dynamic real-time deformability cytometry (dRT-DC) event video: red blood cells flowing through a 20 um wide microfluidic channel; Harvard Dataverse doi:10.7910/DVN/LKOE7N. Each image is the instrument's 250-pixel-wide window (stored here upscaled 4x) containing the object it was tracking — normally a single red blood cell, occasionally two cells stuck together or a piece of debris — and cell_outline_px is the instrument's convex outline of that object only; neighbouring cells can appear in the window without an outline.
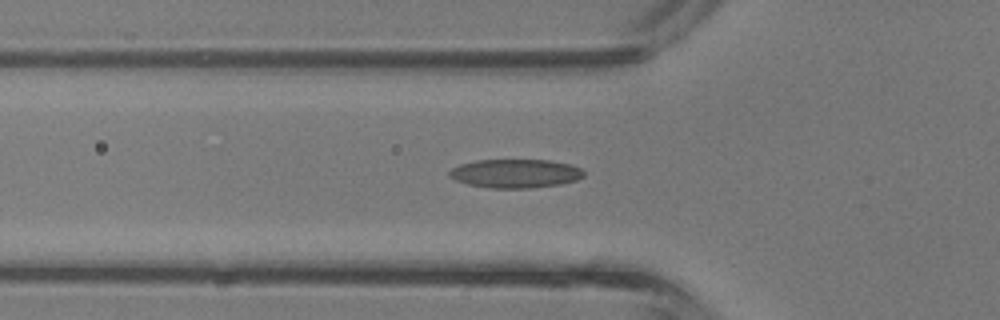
{"species": "common noctule bat (a hibernating species)", "species_latin": "Nyctalus noctula", "temperature_condition": "room temperature", "stored_images_in_passage": 40, "camera_frame_rate_fps": 3000, "um_per_image_px": 0.085, "animal": {"sex": "male", "body_mass_g": 13.3}, "frame": {"image": 1, "passage_image": 14, "time_ms": 4.333, "image_size_px": [1000, 320], "cell_outline_px": [[584, 176], [576, 180], [560, 184], [532, 188], [492, 188], [468, 184], [456, 180], [448, 176], [448, 172], [452, 168], [460, 164], [476, 160], [548, 160], [572, 164], [580, 168], [584, 172]], "centroid_in_image_um": [43.81, 14.74], "position_along_channel_um": 82.0, "area_um2": 22.54}}
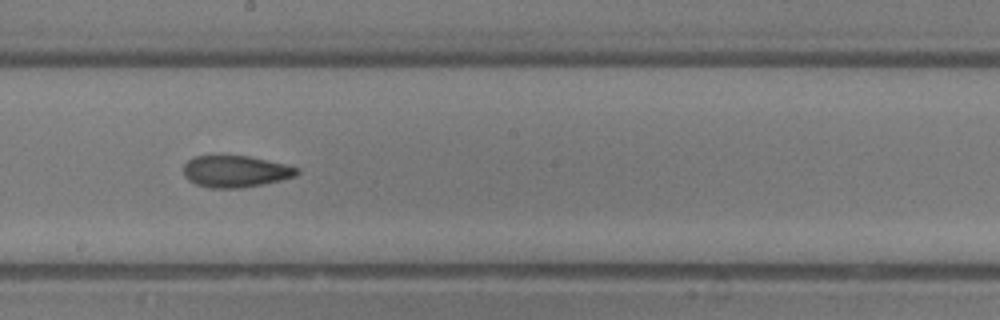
{"frame": {"image": 2, "passage_image": 23, "time_ms": 7.333, "image_size_px": [1000, 320], "cell_outline_px": [[300, 172], [296, 176], [280, 180], [244, 188], [208, 188], [196, 184], [188, 180], [184, 176], [184, 164], [188, 160], [196, 156], [248, 156], [288, 164], [300, 168]], "centroid_in_image_um": [20.05, 14.57], "position_along_channel_um": 228.2, "area_um2": 21.1}}
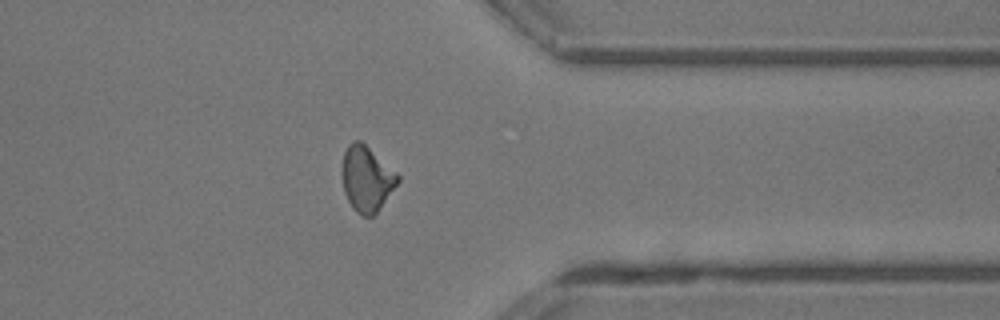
{"frame": {"image": 3, "passage_image": 33, "time_ms": 10.667, "image_size_px": [1000, 320], "cell_outline_px": [[400, 180], [376, 212], [372, 216], [364, 216], [356, 212], [352, 208], [344, 192], [340, 172], [344, 152], [348, 144], [352, 140], [360, 140], [396, 172], [400, 176]], "centroid_in_image_um": [31.12, 15.18], "position_along_channel_um": 380.3, "area_um2": 21.15}, "authors_computed_cell_mechanics": {"area_um2": 20.9236, "velocity_mm_per_s": 4.8364, "shape_relaxation_time_tau1_ms": 4.885, "shape_relaxation_time_tau2_ms": 2.4114, "deformation_change_tau1": 0.163, "deformation_change_tau2": 0.0916}}